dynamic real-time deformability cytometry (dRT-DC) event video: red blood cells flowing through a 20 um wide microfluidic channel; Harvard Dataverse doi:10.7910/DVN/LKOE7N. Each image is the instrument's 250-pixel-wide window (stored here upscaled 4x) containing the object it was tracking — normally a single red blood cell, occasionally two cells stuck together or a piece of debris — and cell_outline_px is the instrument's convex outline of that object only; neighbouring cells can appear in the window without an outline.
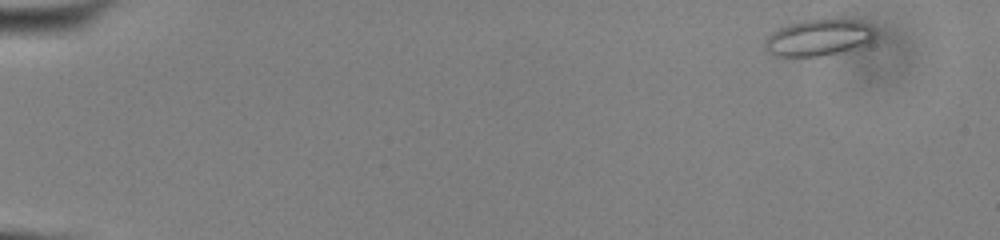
{"species": "common noctule bat (a hibernating species)", "species_latin": "Nyctalus noctula", "temperature_condition": "cold", "stored_images_in_passage": 53, "camera_frame_rate_fps": 3000, "um_per_image_px": 0.085, "animal": {"sex": "male", "body_mass_g": 13.0, "forearm_length_mm": 53.1}, "frame": {"image": 1, "passage_image": 3, "time_ms": 0.667, "image_size_px": [1000, 240], "cell_outline_px": [[872, 40], [856, 48], [816, 56], [776, 56], [768, 52], [764, 48], [764, 40], [772, 32], [788, 24], [804, 20], [844, 16], [860, 20], [872, 28]], "centroid_in_image_um": [69.55, 3.15], "position_along_channel_um": 15.4, "area_um2": 23.64}}
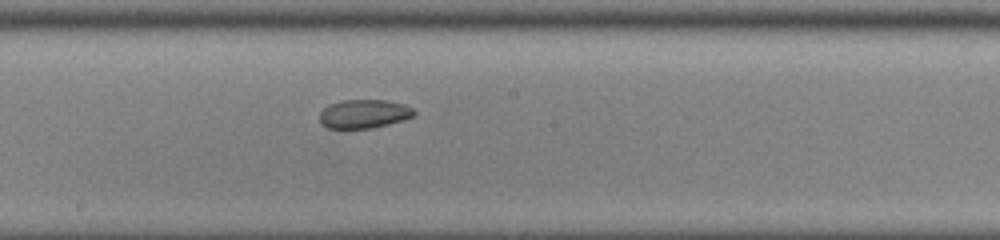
{"frame": {"image": 2, "passage_image": 30, "time_ms": 9.667, "image_size_px": [1000, 240], "cell_outline_px": [[416, 116], [404, 120], [372, 128], [328, 128], [320, 124], [320, 112], [328, 104], [344, 100], [388, 100], [404, 104], [412, 108], [416, 112]], "centroid_in_image_um": [30.96, 9.67], "position_along_channel_um": 217.2, "area_um2": 15.95}}
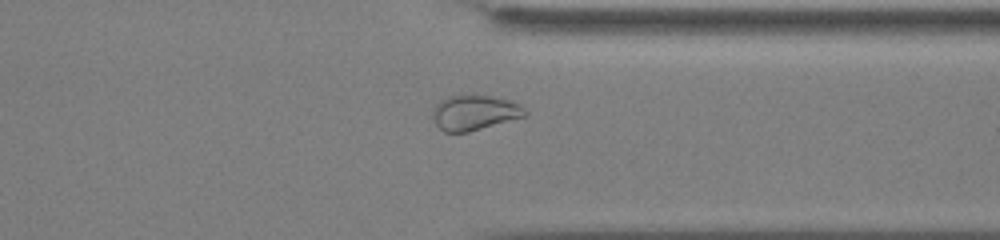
{"frame": {"image": 3, "passage_image": 42, "time_ms": 13.667, "image_size_px": [1000, 240], "cell_outline_px": [[528, 112], [524, 116], [468, 132], [444, 132], [436, 124], [432, 116], [432, 112], [436, 104], [440, 100], [448, 96], [492, 96], [512, 100], [520, 104]], "centroid_in_image_um": [40.33, 9.57], "position_along_channel_um": 371.1, "area_um2": 18.67}, "authors_computed_cell_mechanics": {"area_um2": 19.5364, "velocity_mm_per_s": 3.8348, "shape_relaxation_time_tau1_ms": null, "shape_relaxation_time_tau2_ms": 5.0064, "deformation_change_tau1": null, "deformation_change_tau2": 0.0806}}